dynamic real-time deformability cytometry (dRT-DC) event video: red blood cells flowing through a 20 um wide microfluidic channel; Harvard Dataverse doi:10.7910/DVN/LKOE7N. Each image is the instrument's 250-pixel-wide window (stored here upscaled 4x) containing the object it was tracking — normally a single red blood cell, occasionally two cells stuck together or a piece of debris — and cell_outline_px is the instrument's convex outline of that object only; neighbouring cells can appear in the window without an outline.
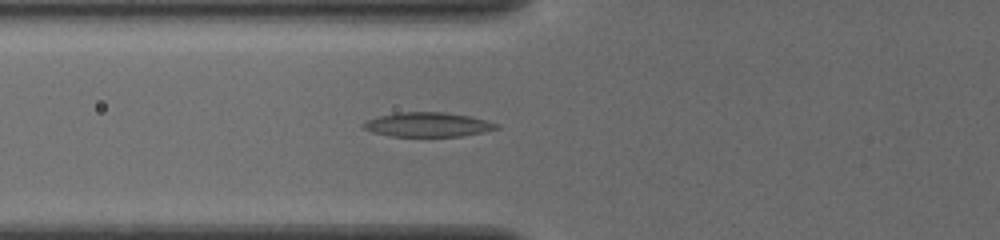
{"species": "common noctule bat (a hibernating species)", "species_latin": "Nyctalus noctula", "temperature_condition": "cold", "stored_images_in_passage": 54, "camera_frame_rate_fps": 3000, "um_per_image_px": 0.085, "animal": {"sex": "female", "body_mass_g": 19.5, "forearm_length_mm": 54.1}, "frame": {"image": 1, "passage_image": 22, "time_ms": 7.0, "image_size_px": [1000, 240], "cell_outline_px": [[500, 128], [484, 132], [464, 136], [388, 136], [372, 132], [364, 128], [364, 124], [368, 120], [380, 116], [400, 112], [444, 112], [468, 116], [500, 124]], "centroid_in_image_um": [36.41, 10.6], "position_along_channel_um": 89.4, "area_um2": 18.73}}
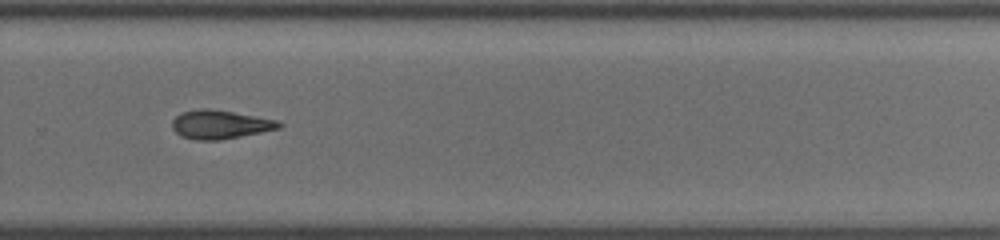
{"frame": {"image": 2, "passage_image": 39, "time_ms": 12.667, "image_size_px": [1000, 240], "cell_outline_px": [[284, 124], [280, 128], [220, 140], [196, 140], [180, 136], [172, 128], [172, 120], [180, 112], [200, 108], [212, 108], [276, 120]], "centroid_in_image_um": [18.66, 10.57], "position_along_channel_um": 311.1, "area_um2": 17.86}}
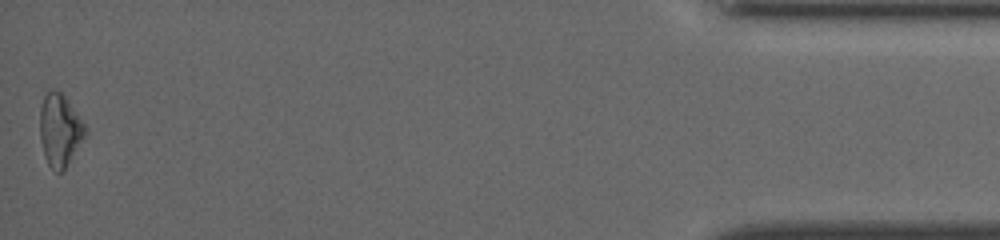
{"frame": {"image": 3, "passage_image": 54, "time_ms": 17.667, "image_size_px": [1000, 240], "cell_outline_px": [[88, 132], [64, 168], [60, 172], [56, 172], [48, 164], [44, 156], [40, 140], [40, 104], [44, 96], [52, 88], [60, 92], [64, 96], [88, 128]], "centroid_in_image_um": [5.07, 11.04], "position_along_channel_um": 430.1, "area_um2": 18.96}}